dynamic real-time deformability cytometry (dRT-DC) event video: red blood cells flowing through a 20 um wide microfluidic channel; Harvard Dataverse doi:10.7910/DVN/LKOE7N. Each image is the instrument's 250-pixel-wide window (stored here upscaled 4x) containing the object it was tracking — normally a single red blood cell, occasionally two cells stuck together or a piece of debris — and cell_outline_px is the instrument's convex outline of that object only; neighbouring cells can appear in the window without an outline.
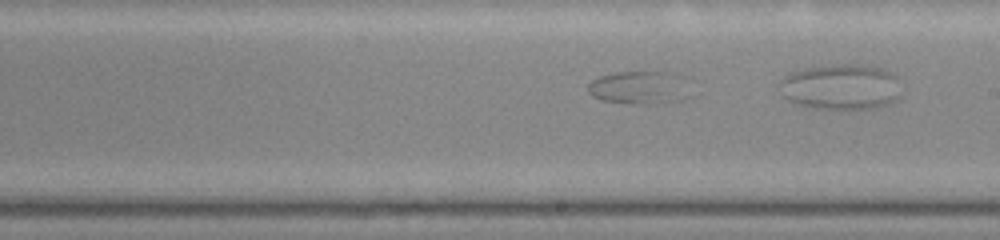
{"species": "common noctule bat (a hibernating species)", "species_latin": "Nyctalus noctula", "temperature_condition": "warm", "stored_images_in_passage": 28, "camera_frame_rate_fps": 3000, "um_per_image_px": 0.085, "animal": {"sex": "male", "body_mass_g": 20.0, "forearm_length_mm": 53.3}, "frame": {"image": 1, "passage_image": 20, "time_ms": 6.333, "image_size_px": [1000, 240], "cell_outline_px": [[692, 96], [684, 100], [648, 104], [636, 104], [600, 100], [592, 96], [588, 92], [588, 84], [592, 80], [600, 76], [616, 72], [676, 72], [680, 76]], "centroid_in_image_um": [54.35, 7.45], "position_along_channel_um": 234.6, "area_um2": 19.88}}